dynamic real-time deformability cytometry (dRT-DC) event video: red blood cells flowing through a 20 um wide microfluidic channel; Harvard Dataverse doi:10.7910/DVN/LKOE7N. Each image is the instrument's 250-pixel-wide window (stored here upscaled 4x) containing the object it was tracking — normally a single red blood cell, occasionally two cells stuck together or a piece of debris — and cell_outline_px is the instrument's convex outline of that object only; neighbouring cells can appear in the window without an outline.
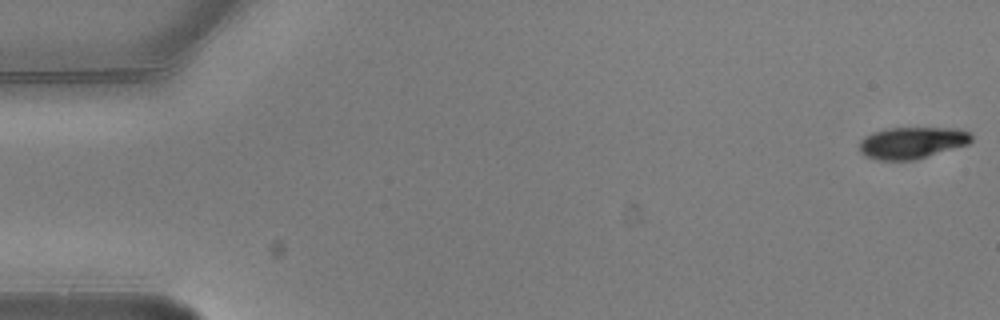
{"species": "common noctule bat (a hibernating species)", "species_latin": "Nyctalus noctula", "temperature_condition": "warm", "stored_images_in_passage": 2, "camera_frame_rate_fps": 3000, "um_per_image_px": 0.085, "animal": {"sex": "male", "body_mass_g": 20.5, "forearm_length_mm": 52.5}, "frame": {"image": 1, "passage_image": 1, "time_ms": 0.0, "image_size_px": [1000, 320], "cell_outline_px": [[972, 140], [968, 144], [912, 160], [880, 160], [864, 156], [860, 152], [860, 140], [864, 136], [872, 132], [888, 128], [956, 128], [968, 132], [972, 136]], "centroid_in_image_um": [77.48, 12.12], "position_along_channel_um": 7.5, "area_um2": 20.52}}